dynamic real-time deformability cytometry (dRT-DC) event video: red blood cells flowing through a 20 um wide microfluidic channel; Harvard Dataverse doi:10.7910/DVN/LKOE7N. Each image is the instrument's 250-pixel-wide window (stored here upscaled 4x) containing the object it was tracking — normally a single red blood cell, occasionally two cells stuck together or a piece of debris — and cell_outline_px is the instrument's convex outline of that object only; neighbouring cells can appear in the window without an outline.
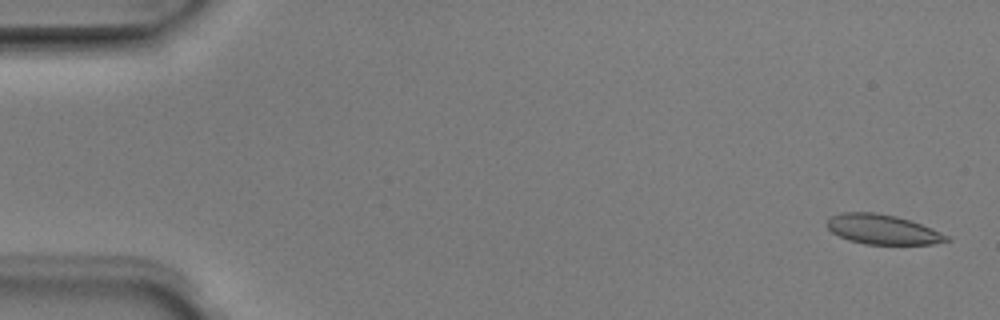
{"species": "Egyptian fruit bat (a non-hibernating species)", "species_latin": "Rousettus aegyptiacus", "temperature_condition": "room temperature", "stored_images_in_passage": 6, "segment_of_instrument_passage": [1, 2], "camera_frame_rate_fps": 3000, "um_per_image_px": 0.085, "animal": {"sex": "male"}, "frame": {"image": 1, "passage_image": 1, "time_ms": 0.0, "image_size_px": [1000, 320], "cell_outline_px": [[952, 240], [932, 244], [864, 244], [848, 240], [832, 232], [828, 228], [828, 220], [832, 216], [844, 212], [876, 212], [896, 216], [932, 228], [948, 236]], "centroid_in_image_um": [75.03, 19.5], "position_along_channel_um": 10.0, "area_um2": 20.52}}
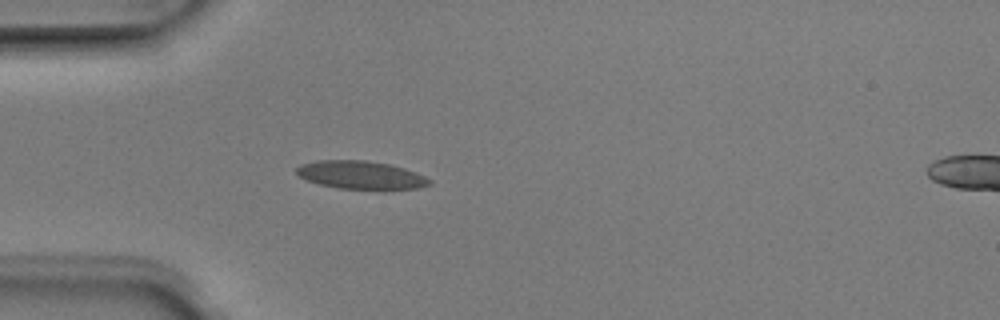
{"frame": {"image": 2, "passage_image": 5, "time_ms": 1.333, "image_size_px": [1000, 320], "cell_outline_px": [[432, 184], [416, 188], [336, 188], [320, 184], [308, 180], [300, 176], [296, 172], [296, 168], [300, 164], [316, 160], [368, 160], [392, 164], [416, 172], [432, 180]], "centroid_in_image_um": [30.66, 14.84], "position_along_channel_um": 54.3, "area_um2": 21.56}}